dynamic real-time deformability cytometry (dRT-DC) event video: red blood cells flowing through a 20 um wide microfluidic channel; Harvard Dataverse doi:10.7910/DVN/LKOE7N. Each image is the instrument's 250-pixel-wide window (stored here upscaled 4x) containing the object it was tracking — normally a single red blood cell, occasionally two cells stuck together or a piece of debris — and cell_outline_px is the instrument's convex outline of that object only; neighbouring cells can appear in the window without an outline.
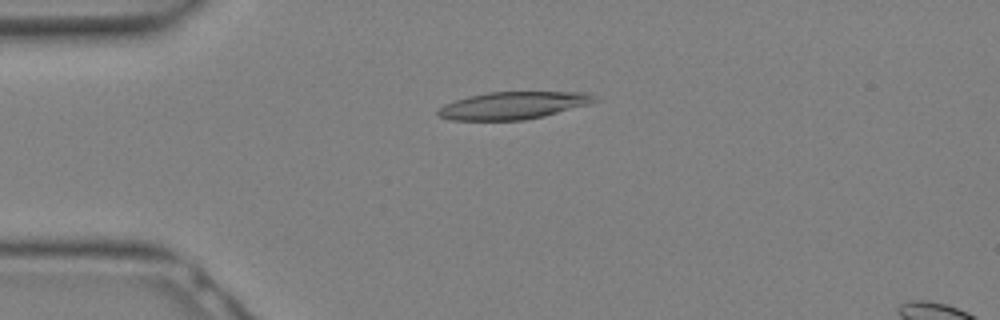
{"species": "Egyptian fruit bat (a non-hibernating species)", "species_latin": "Rousettus aegyptiacus", "temperature_condition": "warm", "stored_images_in_passage": 13, "camera_frame_rate_fps": 3000, "um_per_image_px": 0.085, "animal": {"sex": "female"}, "frame": {"image": 1, "passage_image": 4, "time_ms": 1.0, "image_size_px": [1000, 320], "cell_outline_px": [[596, 100], [588, 104], [544, 116], [524, 120], [448, 120], [440, 116], [436, 112], [444, 104], [456, 100], [488, 92], [584, 92], [596, 96]], "centroid_in_image_um": [43.6, 8.97], "position_along_channel_um": 41.4, "area_um2": 24.68}}
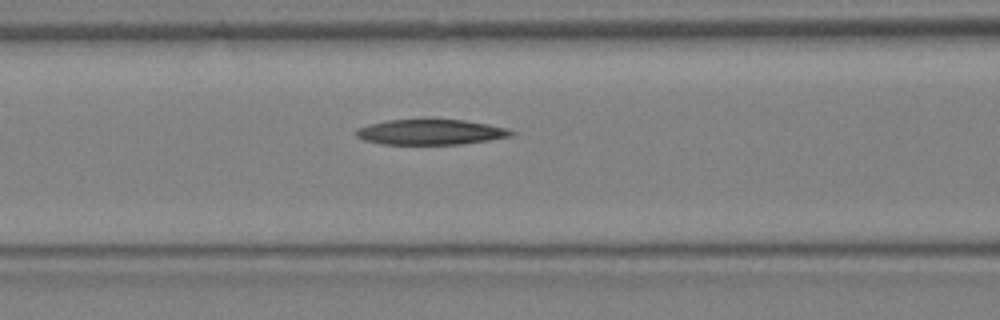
{"frame": {"image": 2, "passage_image": 9, "time_ms": 2.667, "image_size_px": [1000, 320], "cell_outline_px": [[516, 132], [512, 136], [488, 140], [460, 144], [384, 144], [364, 140], [356, 136], [356, 128], [388, 120], [420, 116], [464, 120], [488, 124], [508, 128]], "centroid_in_image_um": [36.61, 11.18], "position_along_channel_um": 130.0, "area_um2": 23.76}}
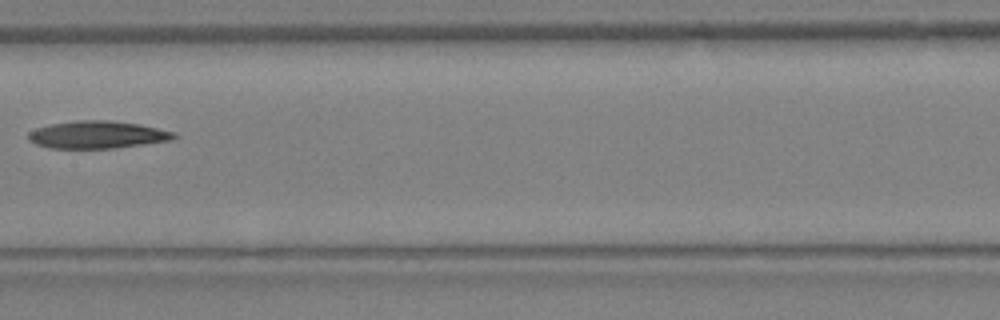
{"frame": {"image": 3, "passage_image": 12, "time_ms": 3.667, "image_size_px": [1000, 320], "cell_outline_px": [[180, 136], [172, 140], [112, 148], [52, 148], [36, 144], [28, 140], [28, 132], [36, 128], [52, 124], [76, 120], [112, 120], [140, 124], [176, 132]], "centroid_in_image_um": [8.31, 11.44], "position_along_channel_um": 199.1, "area_um2": 23.35}}